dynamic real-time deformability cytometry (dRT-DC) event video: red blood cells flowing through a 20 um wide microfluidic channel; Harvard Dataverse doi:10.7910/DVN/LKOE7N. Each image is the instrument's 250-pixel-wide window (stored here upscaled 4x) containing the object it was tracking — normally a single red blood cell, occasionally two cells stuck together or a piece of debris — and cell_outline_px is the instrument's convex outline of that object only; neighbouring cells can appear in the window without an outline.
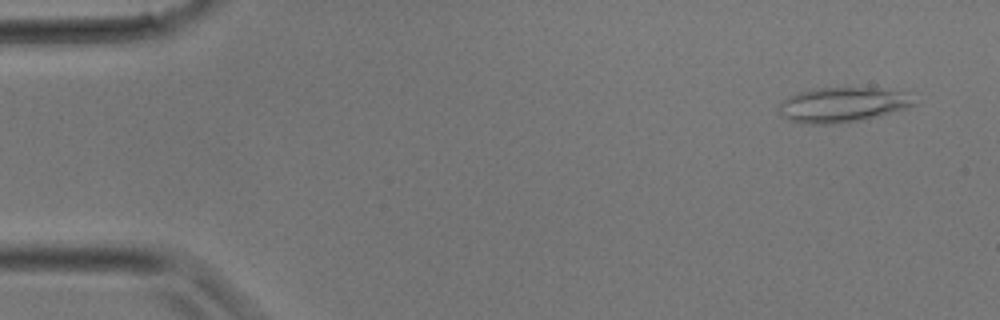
{"species": "common noctule bat (a hibernating species)", "species_latin": "Nyctalus noctula", "temperature_condition": "room temperature", "stored_images_in_passage": 3, "camera_frame_rate_fps": 3000, "um_per_image_px": 0.085, "animal": {"sex": "male", "body_mass_g": 17.9}, "frame": {"image": 1, "passage_image": 1, "time_ms": 0.0, "image_size_px": [1000, 320], "cell_outline_px": [[916, 104], [880, 116], [860, 120], [832, 124], [800, 124], [788, 120], [780, 116], [776, 108], [788, 96], [800, 92], [820, 88], [876, 88], [900, 92]], "centroid_in_image_um": [71.47, 8.93], "position_along_channel_um": 13.5, "area_um2": 27.11}}